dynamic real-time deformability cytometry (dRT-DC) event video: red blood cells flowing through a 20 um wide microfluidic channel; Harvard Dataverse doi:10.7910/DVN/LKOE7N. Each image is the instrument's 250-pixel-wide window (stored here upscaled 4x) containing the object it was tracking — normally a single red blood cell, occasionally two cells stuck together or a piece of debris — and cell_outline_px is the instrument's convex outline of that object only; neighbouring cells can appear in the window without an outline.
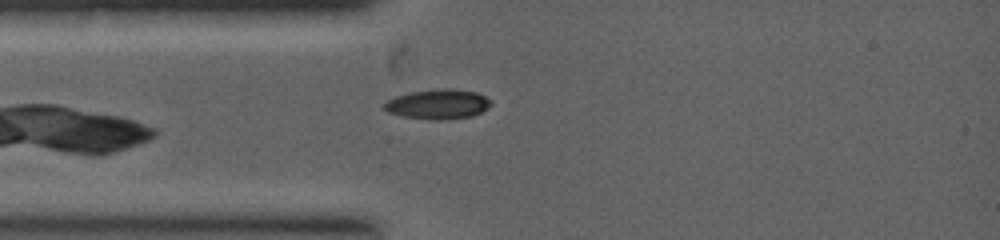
{"species": "common noctule bat (a hibernating species)", "species_latin": "Nyctalus noctula", "temperature_condition": "warm", "stored_images_in_passage": 2, "camera_frame_rate_fps": 5000, "um_per_image_px": 0.085, "animal": {"sex": "female", "body_mass_g": 19.0, "forearm_length_mm": 53.3}, "frame": {"image": 1, "passage_image": 2, "time_ms": 1.2, "image_size_px": [1000, 240], "cell_outline_px": [[492, 104], [488, 108], [472, 116], [444, 120], [428, 120], [404, 116], [388, 112], [384, 108], [384, 104], [388, 100], [396, 96], [412, 92], [440, 88], [452, 88], [476, 92], [484, 96]], "centroid_in_image_um": [37.24, 8.86], "position_along_channel_um": 47.8, "area_um2": 18.44}}